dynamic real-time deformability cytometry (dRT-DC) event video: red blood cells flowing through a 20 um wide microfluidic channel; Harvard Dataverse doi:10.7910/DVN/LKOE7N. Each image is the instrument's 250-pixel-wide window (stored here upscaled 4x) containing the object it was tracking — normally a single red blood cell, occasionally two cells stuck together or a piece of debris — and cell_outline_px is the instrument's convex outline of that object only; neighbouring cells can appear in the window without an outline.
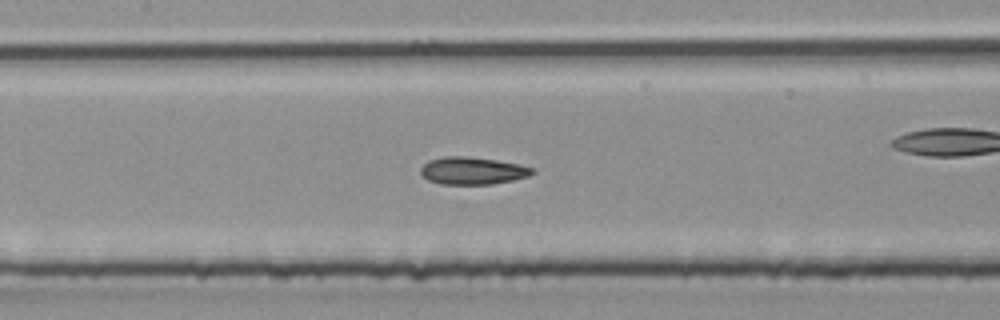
{"species": "common noctule bat (a hibernating species)", "species_latin": "Nyctalus noctula", "temperature_condition": "room temperature", "stored_images_in_passage": 44, "camera_frame_rate_fps": 3000, "um_per_image_px": 0.085, "animal": {"sex": "male", "body_mass_g": 20.4}, "frame": {"image": 1, "passage_image": 19, "time_ms": 6.0, "image_size_px": [1000, 320], "cell_outline_px": [[536, 172], [528, 176], [512, 180], [492, 184], [440, 184], [428, 180], [420, 172], [420, 168], [428, 160], [444, 156], [460, 156], [496, 160], [520, 164], [536, 168]], "centroid_in_image_um": [40.18, 14.51], "position_along_channel_um": 167.2, "area_um2": 17.86}}
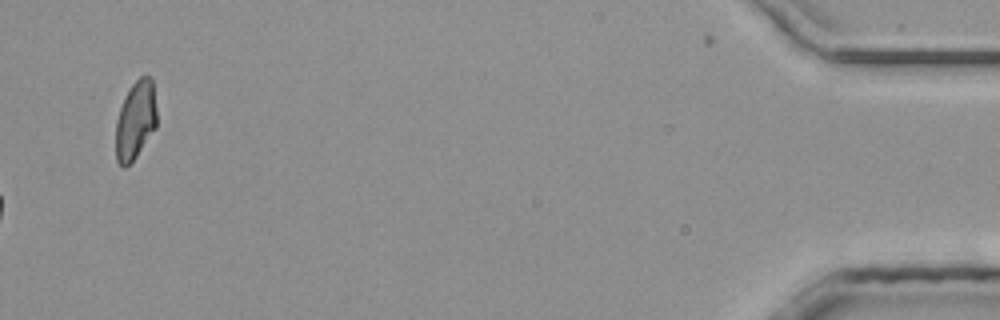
{"frame": {"image": 2, "passage_image": 44, "time_ms": 14.333, "image_size_px": [1000, 320], "cell_outline_px": [[156, 128], [136, 156], [124, 168], [120, 168], [116, 160], [116, 120], [124, 96], [132, 84], [140, 76], [152, 76], [156, 108]], "centroid_in_image_um": [11.51, 10.21], "position_along_channel_um": 423.7, "area_um2": 18.84}}